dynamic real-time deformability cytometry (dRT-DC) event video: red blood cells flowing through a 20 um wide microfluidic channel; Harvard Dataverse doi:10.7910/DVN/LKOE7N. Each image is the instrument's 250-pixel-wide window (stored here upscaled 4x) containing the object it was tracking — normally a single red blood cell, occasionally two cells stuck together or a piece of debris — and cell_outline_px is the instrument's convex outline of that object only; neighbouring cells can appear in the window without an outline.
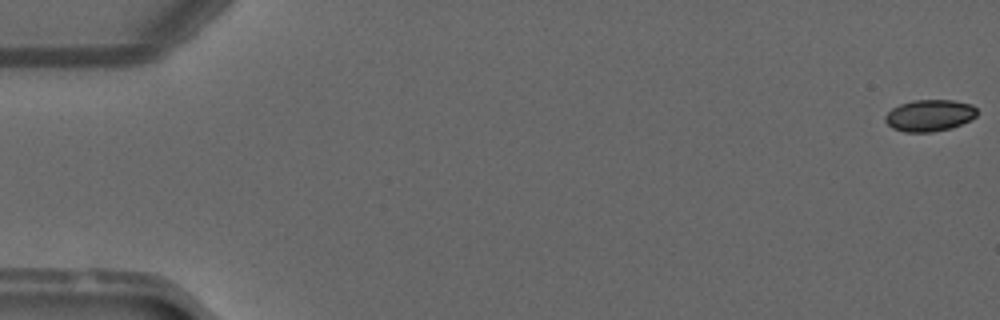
{"species": "common noctule bat (a hibernating species)", "species_latin": "Nyctalus noctula", "temperature_condition": "warm", "stored_images_in_passage": 51, "camera_frame_rate_fps": 3000, "um_per_image_px": 0.085, "animal": {"sex": "male", "forearm_length_mm": 52.5}, "frame": {"image": 1, "passage_image": 1, "time_ms": 0.0, "image_size_px": [1000, 320], "cell_outline_px": [[976, 116], [952, 128], [932, 132], [904, 132], [892, 128], [884, 120], [884, 116], [892, 108], [900, 104], [912, 100], [952, 100], [972, 104], [976, 108]], "centroid_in_image_um": [78.98, 9.81], "position_along_channel_um": 6.0, "area_um2": 16.94}}
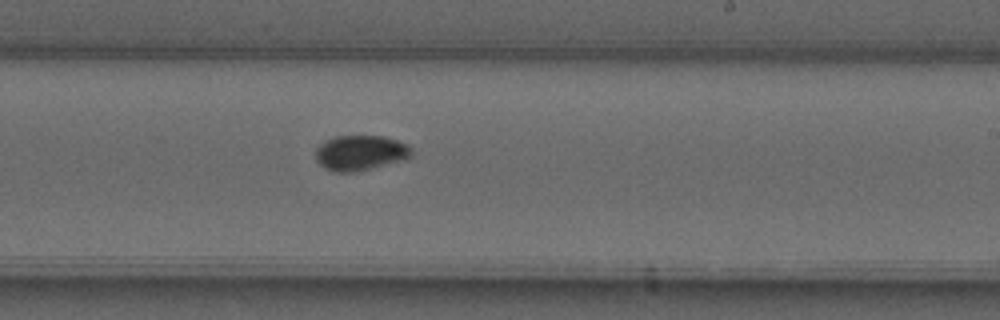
{"frame": {"image": 2, "passage_image": 31, "time_ms": 10.0, "image_size_px": [1000, 320], "cell_outline_px": [[412, 156], [400, 160], [356, 172], [336, 172], [324, 168], [316, 160], [316, 148], [320, 144], [336, 136], [384, 136], [408, 144], [412, 148]], "centroid_in_image_um": [30.62, 12.99], "position_along_channel_um": 258.4, "area_um2": 19.48}}
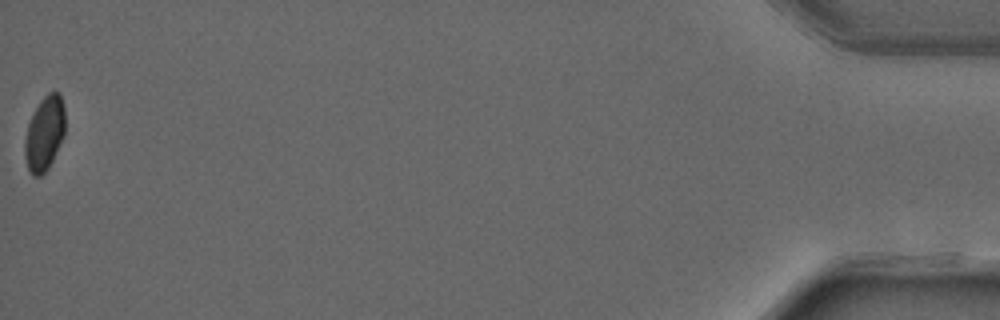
{"frame": {"image": 3, "passage_image": 51, "time_ms": 16.667, "image_size_px": [1000, 320], "cell_outline_px": [[64, 136], [48, 168], [40, 176], [32, 176], [28, 168], [24, 156], [24, 140], [28, 124], [40, 100], [48, 92], [60, 92], [64, 108]], "centroid_in_image_um": [3.77, 11.34], "position_along_channel_um": 431.4, "area_um2": 17.4}}